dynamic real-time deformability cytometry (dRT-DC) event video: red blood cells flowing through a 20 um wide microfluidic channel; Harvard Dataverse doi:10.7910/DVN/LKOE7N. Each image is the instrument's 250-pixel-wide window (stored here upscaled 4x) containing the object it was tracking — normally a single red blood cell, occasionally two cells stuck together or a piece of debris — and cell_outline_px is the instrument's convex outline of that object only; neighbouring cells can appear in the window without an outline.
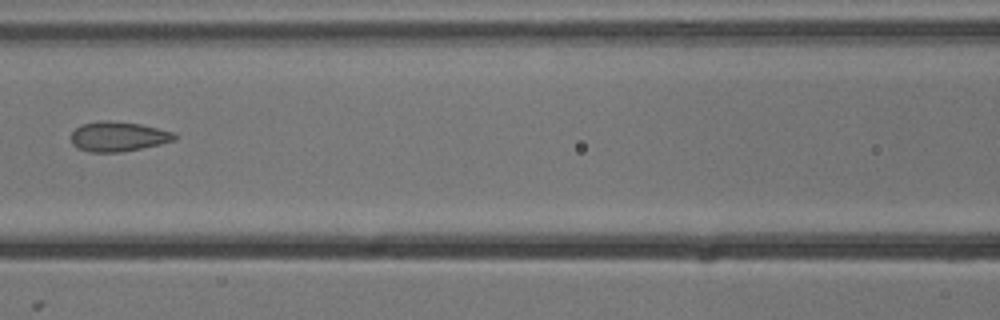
{"species": "common noctule bat (a hibernating species)", "species_latin": "Nyctalus noctula", "temperature_condition": "cold", "stored_images_in_passage": 4, "camera_frame_rate_fps": 3000, "um_per_image_px": 0.085, "animal": {"sex": "male", "body_mass_g": 13.3}, "frame": {"image": 1, "passage_image": 4, "time_ms": 1.0, "image_size_px": [1000, 320], "cell_outline_px": [[176, 140], [160, 144], [120, 152], [88, 152], [72, 144], [72, 132], [80, 124], [100, 120], [108, 120], [140, 124], [176, 132]], "centroid_in_image_um": [10.06, 11.59], "position_along_channel_um": 156.5, "area_um2": 17.98}}